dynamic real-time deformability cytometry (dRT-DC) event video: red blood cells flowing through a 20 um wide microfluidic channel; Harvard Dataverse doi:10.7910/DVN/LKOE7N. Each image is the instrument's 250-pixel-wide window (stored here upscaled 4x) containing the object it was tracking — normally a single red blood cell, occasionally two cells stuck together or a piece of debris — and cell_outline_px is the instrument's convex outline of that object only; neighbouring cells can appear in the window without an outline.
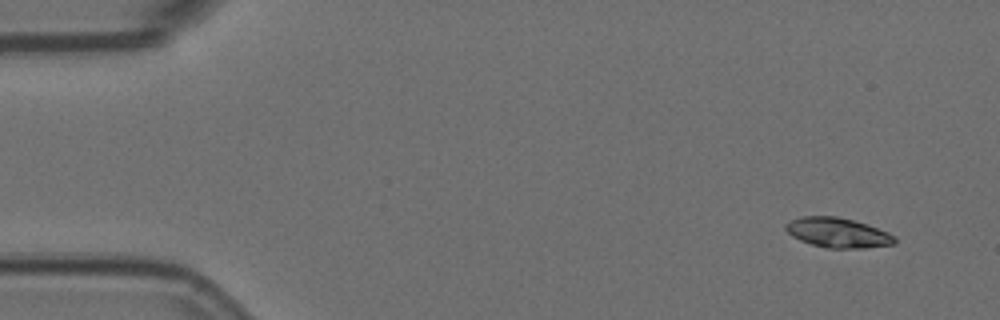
{"species": "Egyptian fruit bat (a non-hibernating species)", "species_latin": "Rousettus aegyptiacus", "temperature_condition": "room temperature", "stored_images_in_passage": 8, "camera_frame_rate_fps": 3000, "um_per_image_px": 0.085, "animal": {"sex": "female"}, "frame": {"image": 1, "passage_image": 1, "time_ms": 0.0, "image_size_px": [1000, 320], "cell_outline_px": [[896, 244], [864, 248], [828, 248], [812, 244], [800, 240], [792, 236], [784, 228], [784, 224], [800, 216], [836, 216], [852, 220], [888, 232], [896, 236]], "centroid_in_image_um": [71.2, 19.78], "position_along_channel_um": 13.8, "area_um2": 18.84}}
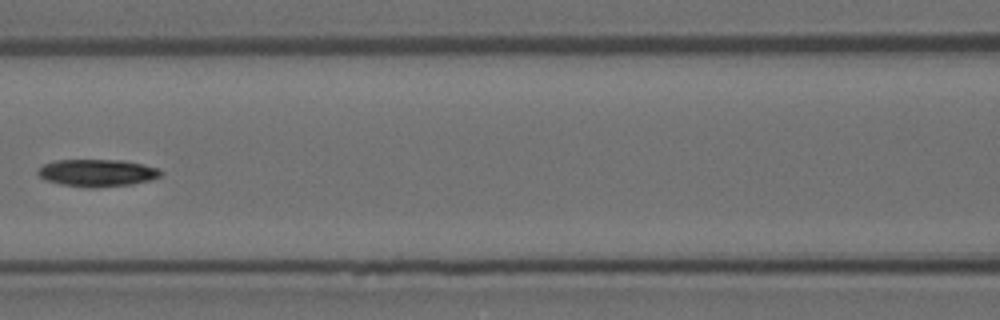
{"frame": {"image": 2, "passage_image": 7, "time_ms": 2.0, "image_size_px": [1000, 320], "cell_outline_px": [[164, 172], [160, 176], [152, 180], [132, 184], [96, 188], [84, 188], [60, 184], [44, 180], [36, 172], [44, 164], [56, 160], [124, 160], [160, 168]], "centroid_in_image_um": [8.29, 14.7], "position_along_channel_um": 158.3, "area_um2": 19.83}}
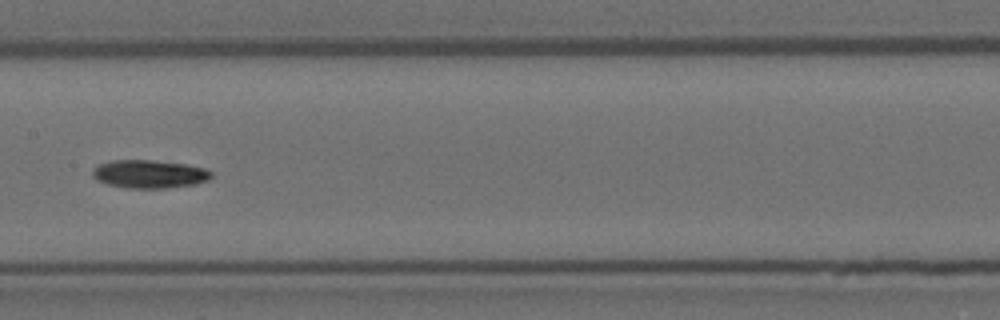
{"frame": {"image": 3, "passage_image": 8, "time_ms": 2.333, "image_size_px": [1000, 320], "cell_outline_px": [[212, 176], [208, 180], [196, 184], [168, 188], [128, 188], [108, 184], [96, 180], [92, 176], [92, 168], [100, 164], [112, 160], [152, 160], [188, 164], [204, 168], [212, 172]], "centroid_in_image_um": [12.7, 14.79], "position_along_channel_um": 194.7, "area_um2": 19.65}}